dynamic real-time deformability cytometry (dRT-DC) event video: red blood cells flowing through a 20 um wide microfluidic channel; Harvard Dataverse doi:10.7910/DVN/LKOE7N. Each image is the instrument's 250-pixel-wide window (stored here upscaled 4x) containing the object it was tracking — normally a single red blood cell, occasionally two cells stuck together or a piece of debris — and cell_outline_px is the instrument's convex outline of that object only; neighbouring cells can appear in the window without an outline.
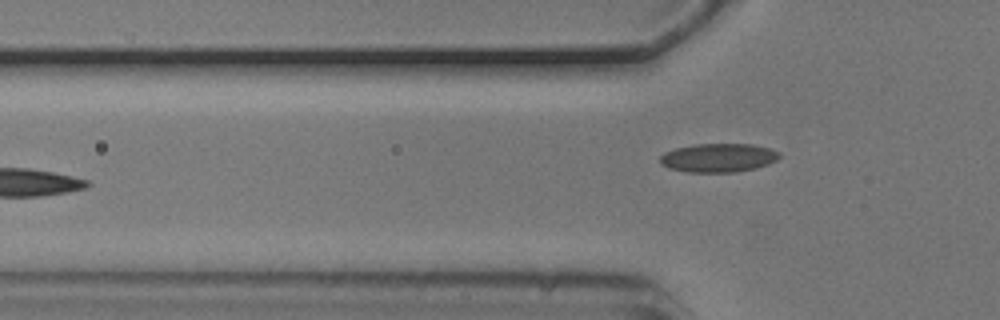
{"species": "common noctule bat (a hibernating species)", "species_latin": "Nyctalus noctula", "temperature_condition": "cold", "stored_images_in_passage": 2, "camera_frame_rate_fps": 3000, "um_per_image_px": 0.085, "animal": {"sex": "male", "body_mass_g": 20.5, "forearm_length_mm": 52.5}, "frame": {"image": 1, "passage_image": 2, "time_ms": 0.333, "image_size_px": [1000, 320], "cell_outline_px": [[780, 156], [776, 160], [768, 164], [756, 168], [736, 172], [688, 172], [668, 168], [660, 164], [660, 156], [664, 152], [676, 148], [696, 144], [752, 144], [768, 148], [780, 152]], "centroid_in_image_um": [61.05, 13.41], "position_along_channel_um": 64.8, "area_um2": 20.0}}